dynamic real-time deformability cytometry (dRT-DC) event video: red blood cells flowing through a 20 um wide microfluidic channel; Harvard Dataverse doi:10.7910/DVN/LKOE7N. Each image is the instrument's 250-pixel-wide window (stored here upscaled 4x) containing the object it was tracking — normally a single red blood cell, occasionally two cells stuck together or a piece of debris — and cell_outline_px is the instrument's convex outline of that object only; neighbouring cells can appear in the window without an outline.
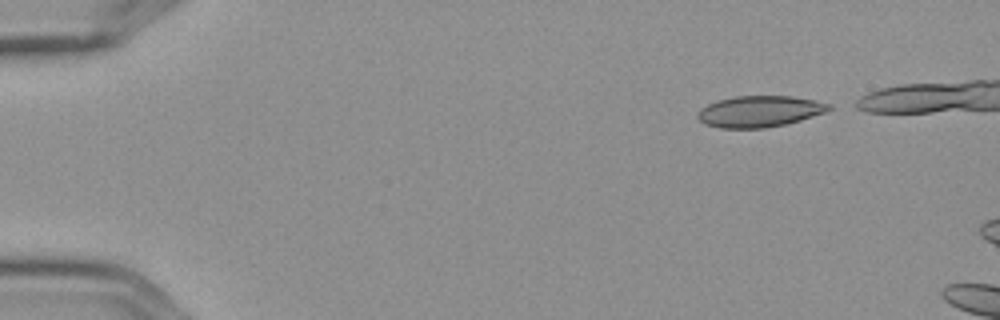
{"species": "Egyptian fruit bat (a non-hibernating species)", "species_latin": "Rousettus aegyptiacus", "temperature_condition": "cold", "stored_images_in_passage": 3, "camera_frame_rate_fps": 3000, "um_per_image_px": 0.085, "frame": {"image": 1, "passage_image": 1, "time_ms": 0.0, "image_size_px": [1000, 320], "cell_outline_px": [[832, 108], [824, 112], [800, 120], [784, 124], [764, 128], [720, 128], [704, 124], [696, 116], [700, 108], [708, 104], [720, 100], [736, 96], [792, 96], [816, 100], [832, 104]], "centroid_in_image_um": [64.56, 9.46], "position_along_channel_um": 20.4, "area_um2": 23.81}}